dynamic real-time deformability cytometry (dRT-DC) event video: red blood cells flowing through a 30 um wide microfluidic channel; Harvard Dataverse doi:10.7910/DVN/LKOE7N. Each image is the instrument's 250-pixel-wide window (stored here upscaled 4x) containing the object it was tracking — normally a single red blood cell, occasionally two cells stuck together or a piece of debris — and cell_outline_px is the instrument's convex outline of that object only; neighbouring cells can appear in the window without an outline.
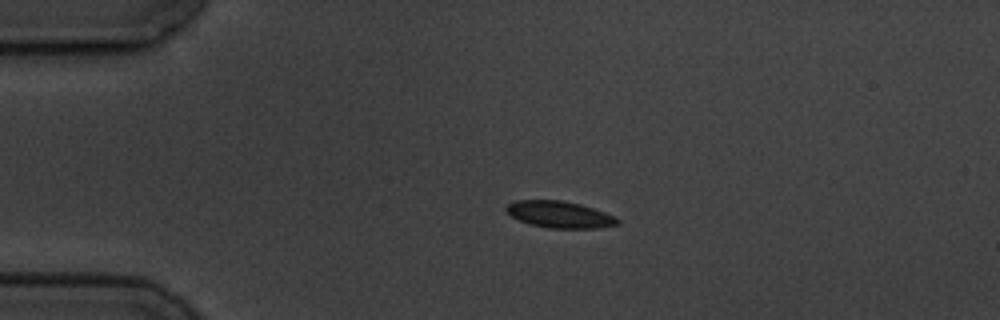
{"species": "common noctule bat (a hibernating species)", "species_latin": "Nyctalus noctula", "temperature_condition": "cold", "stored_images_in_passage": 5, "segment_of_instrument_passage": [1, 2], "camera_frame_rate_fps": 3000, "um_per_image_px": 0.085, "animal": {"sex": "male", "body_mass_g": 19.5, "forearm_length_mm": 54.6}, "frame": {"image": 1, "passage_image": 3, "time_ms": 2.333, "image_size_px": [1000, 320], "cell_outline_px": [[620, 224], [600, 228], [548, 228], [528, 224], [504, 212], [504, 208], [508, 204], [516, 200], [560, 200], [580, 204], [616, 216], [620, 220]], "centroid_in_image_um": [47.56, 18.24], "position_along_channel_um": 37.4, "area_um2": 17.46}}